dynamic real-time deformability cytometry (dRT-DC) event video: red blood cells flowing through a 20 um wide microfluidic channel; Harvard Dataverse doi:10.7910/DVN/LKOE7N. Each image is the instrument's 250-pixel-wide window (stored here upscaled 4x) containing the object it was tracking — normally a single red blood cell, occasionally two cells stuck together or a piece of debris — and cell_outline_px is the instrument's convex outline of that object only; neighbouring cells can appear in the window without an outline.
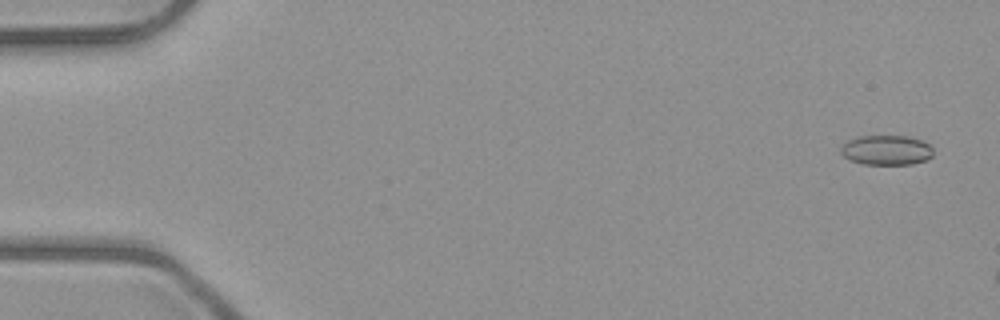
{"species": "common noctule bat (a hibernating species)", "species_latin": "Nyctalus noctula", "temperature_condition": "room temperature", "stored_images_in_passage": 5, "segment_of_instrument_passage": [2, 2], "camera_frame_rate_fps": 3000, "um_per_image_px": 0.085, "animal": {"sex": "male", "body_mass_g": 23.1, "forearm_length_mm": 52.7}, "frame": {"image": 1, "passage_image": 5, "time_ms": 4.667, "image_size_px": [1000, 320], "cell_outline_px": [[932, 156], [928, 160], [912, 164], [864, 164], [848, 160], [840, 152], [840, 148], [848, 140], [860, 136], [908, 136], [924, 140], [932, 148]], "centroid_in_image_um": [75.36, 12.76], "position_along_channel_um": 9.6, "area_um2": 16.18}}